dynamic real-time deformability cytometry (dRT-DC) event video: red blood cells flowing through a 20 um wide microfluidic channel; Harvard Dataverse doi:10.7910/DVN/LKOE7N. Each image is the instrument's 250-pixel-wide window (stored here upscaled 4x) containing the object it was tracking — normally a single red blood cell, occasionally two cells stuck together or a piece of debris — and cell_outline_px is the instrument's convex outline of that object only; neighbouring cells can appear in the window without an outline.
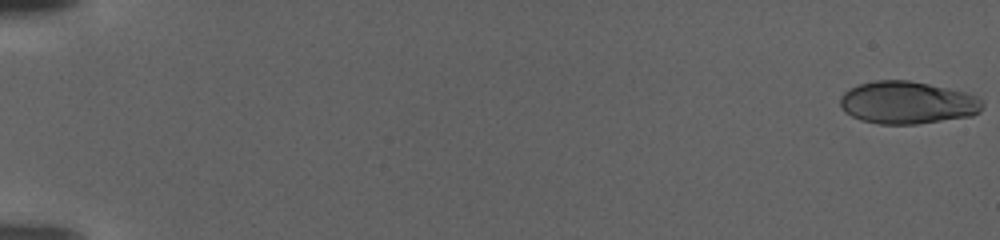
{"species": "human", "species_latin": "Homo sapiens", "temperature_condition": "warm", "stored_images_in_passage": 111, "camera_frame_rate_fps": 3000, "um_per_image_px": 0.085, "donor": {"sex": "female"}, "frame": {"image": 1, "passage_image": 1, "time_ms": 0.0, "image_size_px": [1000, 240], "cell_outline_px": [[984, 104], [980, 112], [972, 116], [916, 124], [880, 124], [860, 120], [844, 112], [840, 108], [840, 96], [848, 88], [872, 80], [908, 80], [948, 88], [964, 92], [976, 96], [984, 100]], "centroid_in_image_um": [77.11, 8.72], "position_along_channel_um": 7.9, "area_um2": 35.55}}
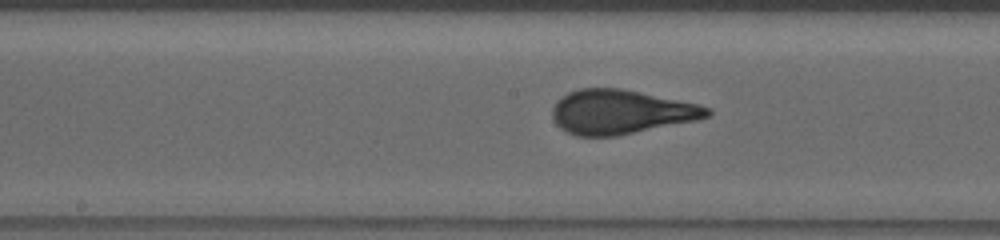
{"frame": {"image": 2, "passage_image": 61, "time_ms": 20.0, "image_size_px": [1000, 240], "cell_outline_px": [[712, 112], [708, 116], [696, 120], [616, 136], [576, 136], [560, 128], [556, 124], [552, 116], [552, 108], [556, 100], [560, 96], [568, 92], [580, 88], [620, 88], [640, 92], [696, 104], [712, 108]], "centroid_in_image_um": [52.71, 9.51], "position_along_channel_um": 195.5, "area_um2": 39.77}}
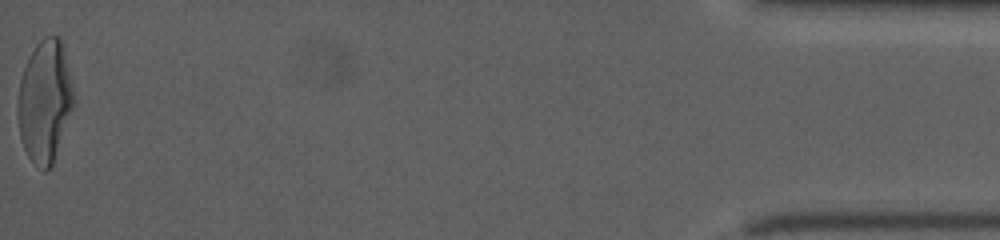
{"frame": {"image": 3, "passage_image": 111, "time_ms": 36.667, "image_size_px": [1000, 240], "cell_outline_px": [[76, 100], [52, 164], [44, 172], [28, 156], [24, 148], [20, 136], [16, 116], [16, 104], [20, 80], [24, 68], [36, 44], [44, 36], [60, 36]], "centroid_in_image_um": [3.79, 8.6], "position_along_channel_um": 431.4, "area_um2": 39.71}}